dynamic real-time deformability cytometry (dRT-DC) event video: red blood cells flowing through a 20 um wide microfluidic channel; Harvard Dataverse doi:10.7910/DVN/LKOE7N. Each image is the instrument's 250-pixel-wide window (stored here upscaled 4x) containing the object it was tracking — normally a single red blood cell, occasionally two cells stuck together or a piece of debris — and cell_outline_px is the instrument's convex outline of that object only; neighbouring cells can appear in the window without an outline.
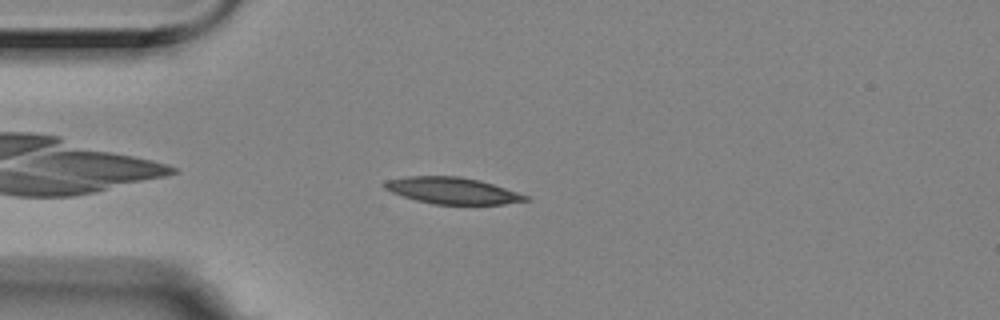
{"species": "Egyptian fruit bat (a non-hibernating species)", "species_latin": "Rousettus aegyptiacus", "temperature_condition": "room temperature", "stored_images_in_passage": 6, "camera_frame_rate_fps": 3000, "um_per_image_px": 0.085, "animal": {"sex": "female"}, "frame": {"image": 1, "passage_image": 6, "time_ms": 1.667, "image_size_px": [1000, 320], "cell_outline_px": [[532, 200], [504, 204], [432, 204], [416, 200], [392, 192], [384, 188], [384, 180], [408, 176], [460, 176], [480, 180], [528, 196]], "centroid_in_image_um": [38.44, 16.2], "position_along_channel_um": 46.6, "area_um2": 21.68}}